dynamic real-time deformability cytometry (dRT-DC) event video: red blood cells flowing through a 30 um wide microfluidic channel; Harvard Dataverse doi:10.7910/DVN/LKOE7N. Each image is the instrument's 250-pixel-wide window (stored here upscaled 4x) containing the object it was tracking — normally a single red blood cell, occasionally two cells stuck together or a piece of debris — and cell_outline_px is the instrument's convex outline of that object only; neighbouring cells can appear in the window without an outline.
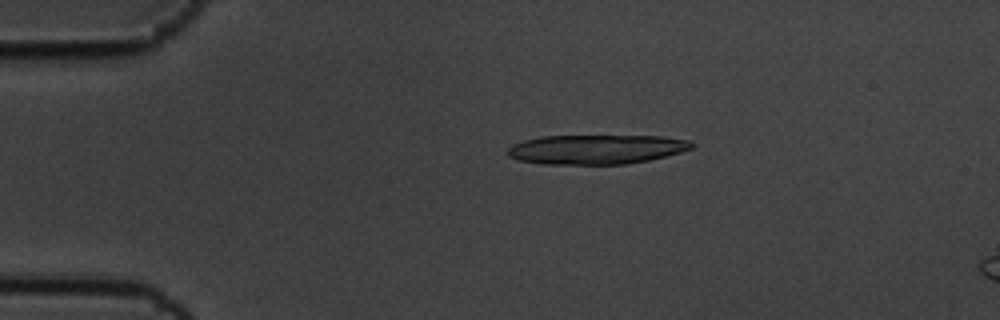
{"species": "common noctule bat (a hibernating species)", "species_latin": "Nyctalus noctula", "temperature_condition": "cold", "stored_images_in_passage": 6, "camera_frame_rate_fps": 3000, "um_per_image_px": 0.085, "animal": {"sex": "male", "body_mass_g": 19.5, "forearm_length_mm": 54.6}, "frame": {"image": 1, "passage_image": 4, "time_ms": 1.0, "image_size_px": [1000, 320], "cell_outline_px": [[696, 144], [692, 148], [680, 152], [648, 160], [628, 164], [540, 164], [520, 160], [508, 156], [508, 148], [512, 144], [524, 140], [540, 136], [664, 136], [688, 140]], "centroid_in_image_um": [50.67, 12.69], "position_along_channel_um": 34.3, "area_um2": 31.62}}